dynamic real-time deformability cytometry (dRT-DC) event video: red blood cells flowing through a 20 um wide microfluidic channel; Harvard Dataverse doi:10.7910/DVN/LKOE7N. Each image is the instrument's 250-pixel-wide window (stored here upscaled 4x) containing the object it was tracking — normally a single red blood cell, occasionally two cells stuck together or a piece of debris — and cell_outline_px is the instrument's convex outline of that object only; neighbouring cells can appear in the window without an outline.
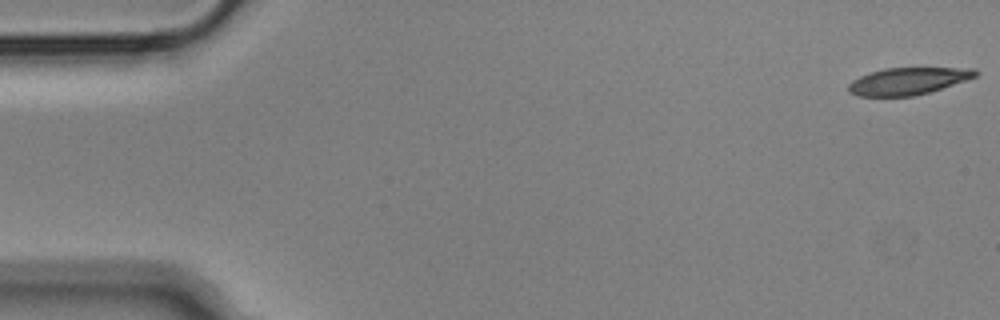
{"species": "Egyptian fruit bat (a non-hibernating species)", "species_latin": "Rousettus aegyptiacus", "temperature_condition": "cold", "stored_images_in_passage": 55, "camera_frame_rate_fps": 3000, "um_per_image_px": 0.085, "animal": {"sex": "male"}, "frame": {"image": 1, "passage_image": 1, "time_ms": 0.0, "image_size_px": [1000, 320], "cell_outline_px": [[980, 72], [976, 76], [928, 92], [912, 96], [856, 96], [848, 92], [848, 84], [852, 80], [860, 76], [884, 68], [972, 68]], "centroid_in_image_um": [77.12, 6.89], "position_along_channel_um": 7.9, "area_um2": 19.77}}
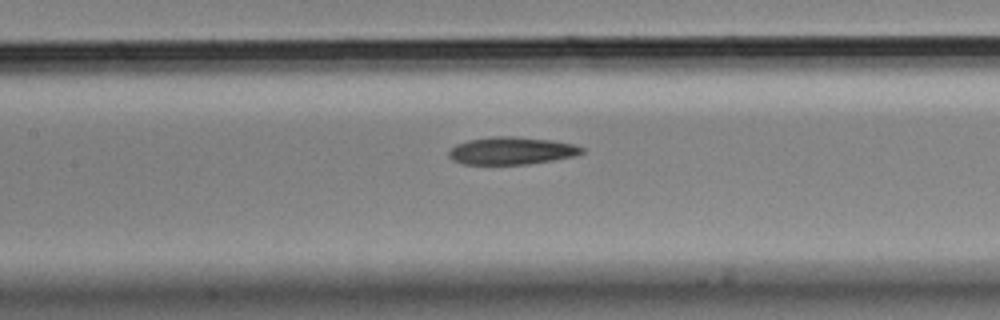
{"frame": {"image": 2, "passage_image": 25, "time_ms": 8.0, "image_size_px": [1000, 320], "cell_outline_px": [[584, 152], [576, 156], [528, 164], [464, 164], [452, 160], [448, 156], [448, 152], [456, 144], [468, 140], [492, 136], [512, 136], [552, 140], [572, 144], [584, 148]], "centroid_in_image_um": [43.47, 12.81], "position_along_channel_um": 163.9, "area_um2": 21.33}}
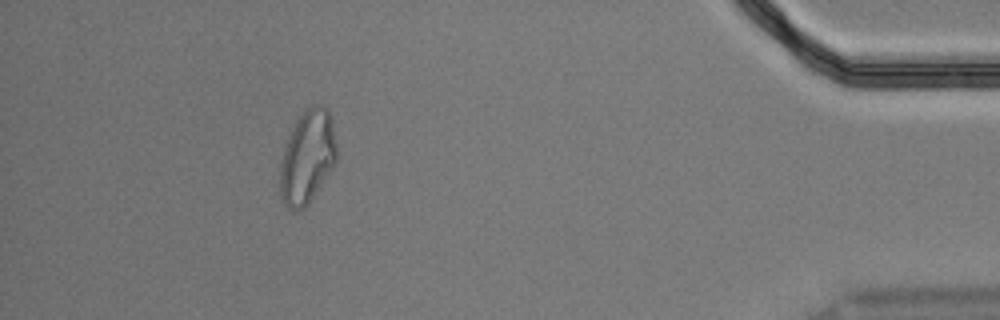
{"frame": {"image": 3, "passage_image": 50, "time_ms": 16.333, "image_size_px": [1000, 320], "cell_outline_px": [[336, 164], [308, 204], [304, 208], [296, 212], [292, 212], [284, 204], [280, 196], [280, 160], [284, 148], [300, 116], [312, 104], [320, 104], [328, 112], [332, 120], [336, 144]], "centroid_in_image_um": [26.13, 13.42], "position_along_channel_um": 409.1, "area_um2": 30.58}, "authors_computed_cell_mechanics": {"area_um2": 21.964, "velocity_mm_per_s": 3.616, "shape_relaxation_time_tau1_ms": 11.2695, "shape_relaxation_time_tau2_ms": 2.7932, "deformation_change_tau1": 0.2593, "deformation_change_tau2": 0.1145}}